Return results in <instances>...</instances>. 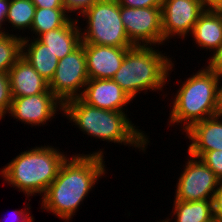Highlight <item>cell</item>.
<instances>
[{"mask_svg":"<svg viewBox=\"0 0 222 222\" xmlns=\"http://www.w3.org/2000/svg\"><path fill=\"white\" fill-rule=\"evenodd\" d=\"M88 80L85 51L81 43L74 51L59 60L48 85L51 92L64 104L80 97Z\"/></svg>","mask_w":222,"mask_h":222,"instance_id":"7","label":"cell"},{"mask_svg":"<svg viewBox=\"0 0 222 222\" xmlns=\"http://www.w3.org/2000/svg\"><path fill=\"white\" fill-rule=\"evenodd\" d=\"M207 8H222V0H201Z\"/></svg>","mask_w":222,"mask_h":222,"instance_id":"33","label":"cell"},{"mask_svg":"<svg viewBox=\"0 0 222 222\" xmlns=\"http://www.w3.org/2000/svg\"><path fill=\"white\" fill-rule=\"evenodd\" d=\"M36 6L32 0H10L9 10L6 17V22L10 23L14 30L18 29L25 31L30 30Z\"/></svg>","mask_w":222,"mask_h":222,"instance_id":"21","label":"cell"},{"mask_svg":"<svg viewBox=\"0 0 222 222\" xmlns=\"http://www.w3.org/2000/svg\"><path fill=\"white\" fill-rule=\"evenodd\" d=\"M65 8H36L31 32L38 38L50 30L63 27L71 17Z\"/></svg>","mask_w":222,"mask_h":222,"instance_id":"20","label":"cell"},{"mask_svg":"<svg viewBox=\"0 0 222 222\" xmlns=\"http://www.w3.org/2000/svg\"><path fill=\"white\" fill-rule=\"evenodd\" d=\"M99 1L101 0H63V5L68 13H75L76 11L81 15L84 11Z\"/></svg>","mask_w":222,"mask_h":222,"instance_id":"25","label":"cell"},{"mask_svg":"<svg viewBox=\"0 0 222 222\" xmlns=\"http://www.w3.org/2000/svg\"><path fill=\"white\" fill-rule=\"evenodd\" d=\"M101 150L67 157L42 196L41 209L52 212L65 222L70 221L94 185L106 173L104 152Z\"/></svg>","mask_w":222,"mask_h":222,"instance_id":"1","label":"cell"},{"mask_svg":"<svg viewBox=\"0 0 222 222\" xmlns=\"http://www.w3.org/2000/svg\"><path fill=\"white\" fill-rule=\"evenodd\" d=\"M30 204H27V206H26V209H20L19 211H17V210H15L13 213H12V216L11 217H13V216H15L14 218H15V220L17 219V221L19 220V222H34V218H33V216L32 215H30V206H29ZM29 206V207H28ZM26 211V212H25ZM29 212V213H28ZM13 218V219H14ZM6 220V219H5ZM2 222H7V221H3L2 220ZM10 222H12V218H11V221Z\"/></svg>","mask_w":222,"mask_h":222,"instance_id":"29","label":"cell"},{"mask_svg":"<svg viewBox=\"0 0 222 222\" xmlns=\"http://www.w3.org/2000/svg\"><path fill=\"white\" fill-rule=\"evenodd\" d=\"M29 39V40H28ZM30 41V42H29ZM22 57L49 83L58 65V58L37 38L22 37Z\"/></svg>","mask_w":222,"mask_h":222,"instance_id":"18","label":"cell"},{"mask_svg":"<svg viewBox=\"0 0 222 222\" xmlns=\"http://www.w3.org/2000/svg\"><path fill=\"white\" fill-rule=\"evenodd\" d=\"M10 5V0H0V32L10 34L6 29L2 26L5 25L6 17L8 14ZM5 30V31H4Z\"/></svg>","mask_w":222,"mask_h":222,"instance_id":"31","label":"cell"},{"mask_svg":"<svg viewBox=\"0 0 222 222\" xmlns=\"http://www.w3.org/2000/svg\"><path fill=\"white\" fill-rule=\"evenodd\" d=\"M206 8L201 0H163L161 6L163 44L170 38H175L174 36L184 39L190 35Z\"/></svg>","mask_w":222,"mask_h":222,"instance_id":"10","label":"cell"},{"mask_svg":"<svg viewBox=\"0 0 222 222\" xmlns=\"http://www.w3.org/2000/svg\"><path fill=\"white\" fill-rule=\"evenodd\" d=\"M163 0H118L120 6L129 8L161 7Z\"/></svg>","mask_w":222,"mask_h":222,"instance_id":"27","label":"cell"},{"mask_svg":"<svg viewBox=\"0 0 222 222\" xmlns=\"http://www.w3.org/2000/svg\"><path fill=\"white\" fill-rule=\"evenodd\" d=\"M189 159L176 183L175 200H212L219 179L215 173L200 160L188 154Z\"/></svg>","mask_w":222,"mask_h":222,"instance_id":"9","label":"cell"},{"mask_svg":"<svg viewBox=\"0 0 222 222\" xmlns=\"http://www.w3.org/2000/svg\"><path fill=\"white\" fill-rule=\"evenodd\" d=\"M79 19L71 18L63 27L41 34L37 39L48 46L58 60L74 51L82 42Z\"/></svg>","mask_w":222,"mask_h":222,"instance_id":"17","label":"cell"},{"mask_svg":"<svg viewBox=\"0 0 222 222\" xmlns=\"http://www.w3.org/2000/svg\"><path fill=\"white\" fill-rule=\"evenodd\" d=\"M62 114L83 131V134L95 139L141 148L139 151L144 153L150 142L144 131L138 129L127 117V113L91 106L80 97L65 102Z\"/></svg>","mask_w":222,"mask_h":222,"instance_id":"2","label":"cell"},{"mask_svg":"<svg viewBox=\"0 0 222 222\" xmlns=\"http://www.w3.org/2000/svg\"><path fill=\"white\" fill-rule=\"evenodd\" d=\"M8 75L12 97L32 96L49 89L48 82L22 56L10 68Z\"/></svg>","mask_w":222,"mask_h":222,"instance_id":"15","label":"cell"},{"mask_svg":"<svg viewBox=\"0 0 222 222\" xmlns=\"http://www.w3.org/2000/svg\"><path fill=\"white\" fill-rule=\"evenodd\" d=\"M63 113V103L48 89L32 96L13 97L8 115L31 126L47 125L56 113Z\"/></svg>","mask_w":222,"mask_h":222,"instance_id":"11","label":"cell"},{"mask_svg":"<svg viewBox=\"0 0 222 222\" xmlns=\"http://www.w3.org/2000/svg\"><path fill=\"white\" fill-rule=\"evenodd\" d=\"M80 98L91 106L120 112H127L125 107L132 101L112 79H89Z\"/></svg>","mask_w":222,"mask_h":222,"instance_id":"12","label":"cell"},{"mask_svg":"<svg viewBox=\"0 0 222 222\" xmlns=\"http://www.w3.org/2000/svg\"><path fill=\"white\" fill-rule=\"evenodd\" d=\"M21 56V35L0 32V73H8Z\"/></svg>","mask_w":222,"mask_h":222,"instance_id":"22","label":"cell"},{"mask_svg":"<svg viewBox=\"0 0 222 222\" xmlns=\"http://www.w3.org/2000/svg\"><path fill=\"white\" fill-rule=\"evenodd\" d=\"M156 46H133L124 57L122 65L112 77V80L132 98L142 91H163L168 82L169 73L174 63L156 49ZM166 55V56H165Z\"/></svg>","mask_w":222,"mask_h":222,"instance_id":"5","label":"cell"},{"mask_svg":"<svg viewBox=\"0 0 222 222\" xmlns=\"http://www.w3.org/2000/svg\"><path fill=\"white\" fill-rule=\"evenodd\" d=\"M120 16L126 34L134 46L163 45L161 7L120 6Z\"/></svg>","mask_w":222,"mask_h":222,"instance_id":"8","label":"cell"},{"mask_svg":"<svg viewBox=\"0 0 222 222\" xmlns=\"http://www.w3.org/2000/svg\"><path fill=\"white\" fill-rule=\"evenodd\" d=\"M87 26L81 30V43L114 47H133L120 16L118 0H101L81 15ZM88 19V20H87ZM87 28V29H86ZM84 30V31H83ZM83 31V32H82Z\"/></svg>","mask_w":222,"mask_h":222,"instance_id":"6","label":"cell"},{"mask_svg":"<svg viewBox=\"0 0 222 222\" xmlns=\"http://www.w3.org/2000/svg\"><path fill=\"white\" fill-rule=\"evenodd\" d=\"M59 151L49 145L29 148L1 169V177L28 197L43 196L67 158L64 152Z\"/></svg>","mask_w":222,"mask_h":222,"instance_id":"3","label":"cell"},{"mask_svg":"<svg viewBox=\"0 0 222 222\" xmlns=\"http://www.w3.org/2000/svg\"><path fill=\"white\" fill-rule=\"evenodd\" d=\"M182 83L174 97L169 126L176 125L185 132L193 124L220 114L218 101V80L216 73L204 66Z\"/></svg>","mask_w":222,"mask_h":222,"instance_id":"4","label":"cell"},{"mask_svg":"<svg viewBox=\"0 0 222 222\" xmlns=\"http://www.w3.org/2000/svg\"><path fill=\"white\" fill-rule=\"evenodd\" d=\"M12 99L9 75L0 73V120L9 113Z\"/></svg>","mask_w":222,"mask_h":222,"instance_id":"23","label":"cell"},{"mask_svg":"<svg viewBox=\"0 0 222 222\" xmlns=\"http://www.w3.org/2000/svg\"><path fill=\"white\" fill-rule=\"evenodd\" d=\"M191 140L188 154L199 158L204 152L222 150V113L193 124L185 131Z\"/></svg>","mask_w":222,"mask_h":222,"instance_id":"14","label":"cell"},{"mask_svg":"<svg viewBox=\"0 0 222 222\" xmlns=\"http://www.w3.org/2000/svg\"><path fill=\"white\" fill-rule=\"evenodd\" d=\"M207 66L215 73H222V44L220 45V48L213 53Z\"/></svg>","mask_w":222,"mask_h":222,"instance_id":"28","label":"cell"},{"mask_svg":"<svg viewBox=\"0 0 222 222\" xmlns=\"http://www.w3.org/2000/svg\"><path fill=\"white\" fill-rule=\"evenodd\" d=\"M199 158L222 180V150L204 152Z\"/></svg>","mask_w":222,"mask_h":222,"instance_id":"24","label":"cell"},{"mask_svg":"<svg viewBox=\"0 0 222 222\" xmlns=\"http://www.w3.org/2000/svg\"><path fill=\"white\" fill-rule=\"evenodd\" d=\"M213 217L216 222H222V180H219L217 189L212 198Z\"/></svg>","mask_w":222,"mask_h":222,"instance_id":"26","label":"cell"},{"mask_svg":"<svg viewBox=\"0 0 222 222\" xmlns=\"http://www.w3.org/2000/svg\"><path fill=\"white\" fill-rule=\"evenodd\" d=\"M89 79H112L132 47H114L82 43Z\"/></svg>","mask_w":222,"mask_h":222,"instance_id":"13","label":"cell"},{"mask_svg":"<svg viewBox=\"0 0 222 222\" xmlns=\"http://www.w3.org/2000/svg\"><path fill=\"white\" fill-rule=\"evenodd\" d=\"M190 35L200 49L215 53L222 44V8H206Z\"/></svg>","mask_w":222,"mask_h":222,"instance_id":"16","label":"cell"},{"mask_svg":"<svg viewBox=\"0 0 222 222\" xmlns=\"http://www.w3.org/2000/svg\"><path fill=\"white\" fill-rule=\"evenodd\" d=\"M36 8H65L63 0H32Z\"/></svg>","mask_w":222,"mask_h":222,"instance_id":"30","label":"cell"},{"mask_svg":"<svg viewBox=\"0 0 222 222\" xmlns=\"http://www.w3.org/2000/svg\"><path fill=\"white\" fill-rule=\"evenodd\" d=\"M217 80H218V101H219V110L222 113V73H216Z\"/></svg>","mask_w":222,"mask_h":222,"instance_id":"32","label":"cell"},{"mask_svg":"<svg viewBox=\"0 0 222 222\" xmlns=\"http://www.w3.org/2000/svg\"><path fill=\"white\" fill-rule=\"evenodd\" d=\"M172 217L175 222H213L212 200L180 201L174 199ZM165 222H170L166 218Z\"/></svg>","mask_w":222,"mask_h":222,"instance_id":"19","label":"cell"}]
</instances>
